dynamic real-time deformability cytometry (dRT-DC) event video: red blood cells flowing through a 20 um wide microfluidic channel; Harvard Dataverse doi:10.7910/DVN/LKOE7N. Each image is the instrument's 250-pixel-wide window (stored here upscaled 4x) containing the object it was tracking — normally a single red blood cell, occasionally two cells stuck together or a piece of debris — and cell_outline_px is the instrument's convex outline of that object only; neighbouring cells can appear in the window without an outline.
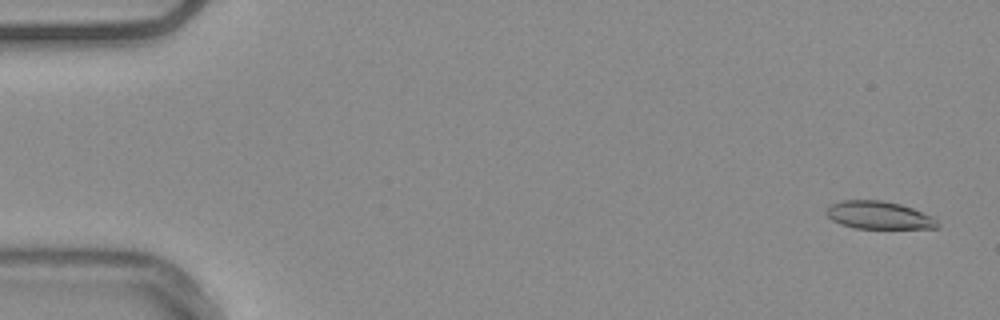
{"species": "common noctule bat (a hibernating species)", "species_latin": "Nyctalus noctula", "temperature_condition": "warm", "stored_images_in_passage": 55, "camera_frame_rate_fps": 3000, "um_per_image_px": 0.085, "animal": {"sex": "male", "body_mass_g": 20.4}, "frame": {"image": 1, "passage_image": 3, "time_ms": 0.667, "image_size_px": [1000, 320], "cell_outline_px": [[940, 228], [856, 228], [840, 224], [832, 220], [824, 212], [832, 204], [844, 200], [884, 200], [900, 204], [912, 208], [932, 216], [940, 224]], "centroid_in_image_um": [74.71, 18.29], "position_along_channel_um": 10.3, "area_um2": 17.92}}
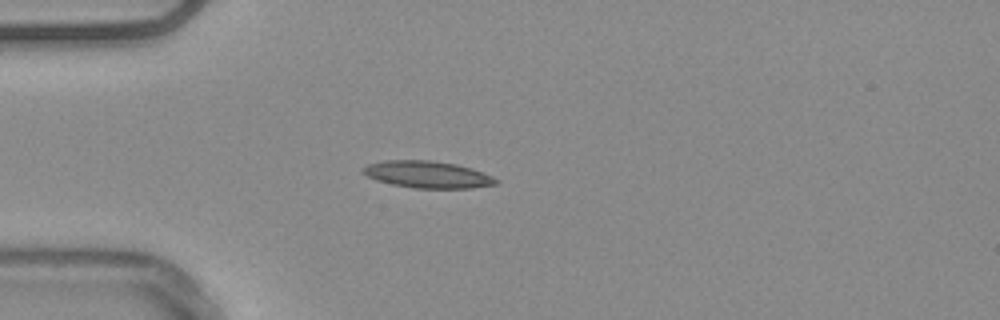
{"frame": {"image": 2, "passage_image": 16, "time_ms": 5.0, "image_size_px": [1000, 320], "cell_outline_px": [[500, 180], [496, 184], [472, 188], [412, 188], [392, 184], [376, 180], [360, 172], [360, 168], [368, 164], [384, 160], [428, 160], [456, 164], [472, 168], [492, 176]], "centroid_in_image_um": [36.31, 14.83], "position_along_channel_um": 48.7, "area_um2": 20.98}}
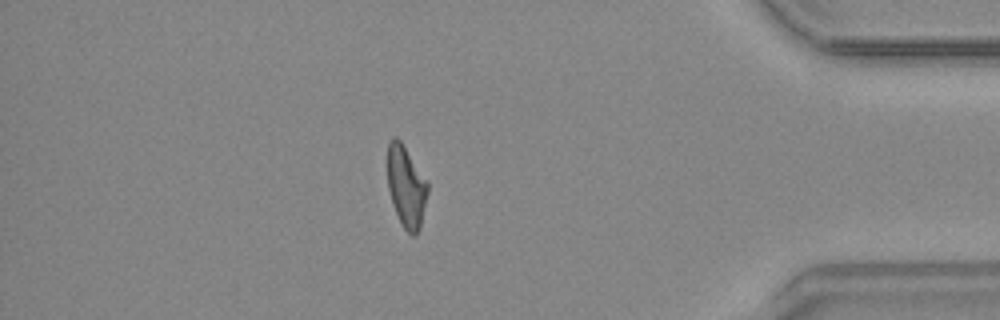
{"frame": {"image": 3, "passage_image": 48, "time_ms": 15.667, "image_size_px": [1000, 320], "cell_outline_px": [[428, 192], [420, 228], [416, 236], [412, 236], [400, 224], [392, 204], [388, 188], [388, 144], [392, 136], [396, 136], [400, 140], [428, 180]], "centroid_in_image_um": [34.54, 15.87], "position_along_channel_um": 400.7, "area_um2": 19.31}, "authors_computed_cell_mechanics": {"area_um2": 19.363, "velocity_mm_per_s": 3.7757, "shape_relaxation_time_tau1_ms": 9.8562, "shape_relaxation_time_tau2_ms": 3.6272, "deformation_change_tau1": 0.2413, "deformation_change_tau2": 0.1295}}